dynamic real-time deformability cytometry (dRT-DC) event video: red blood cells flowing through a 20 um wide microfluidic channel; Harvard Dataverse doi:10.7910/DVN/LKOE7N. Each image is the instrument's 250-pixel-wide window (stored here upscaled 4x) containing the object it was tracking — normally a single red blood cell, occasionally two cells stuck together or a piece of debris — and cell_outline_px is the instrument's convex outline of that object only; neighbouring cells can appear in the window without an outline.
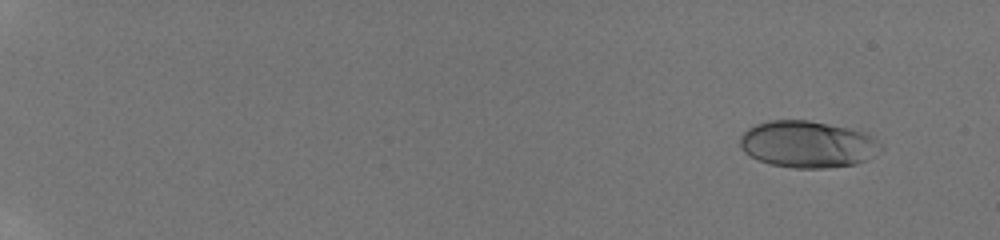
{"species": "human", "species_latin": "Homo sapiens", "temperature_condition": "room temperature", "stored_images_in_passage": 57, "camera_frame_rate_fps": 3000, "um_per_image_px": 0.085, "donor": {"sex": "male"}, "frame": {"image": 1, "passage_image": 6, "time_ms": 1.667, "image_size_px": [1000, 240], "cell_outline_px": [[884, 148], [872, 156], [856, 164], [824, 168], [792, 168], [772, 164], [760, 160], [744, 152], [740, 148], [740, 136], [748, 128], [756, 124], [768, 120], [808, 120], [848, 128], [860, 132], [868, 136], [880, 144]], "centroid_in_image_um": [68.59, 12.26], "position_along_channel_um": 16.4, "area_um2": 37.92}}
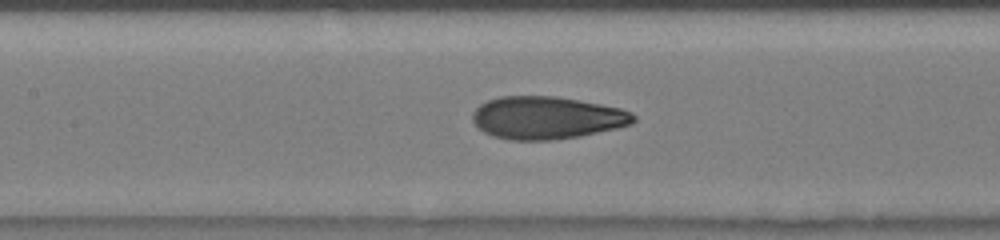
{"frame": {"image": 2, "passage_image": 32, "time_ms": 10.333, "image_size_px": [1000, 240], "cell_outline_px": [[636, 120], [632, 124], [616, 128], [580, 136], [552, 140], [508, 140], [492, 136], [484, 132], [472, 120], [472, 112], [480, 104], [488, 100], [500, 96], [556, 96], [600, 104], [620, 108], [632, 112], [636, 116]], "centroid_in_image_um": [46.47, 10.01], "position_along_channel_um": 160.9, "area_um2": 40.06}}
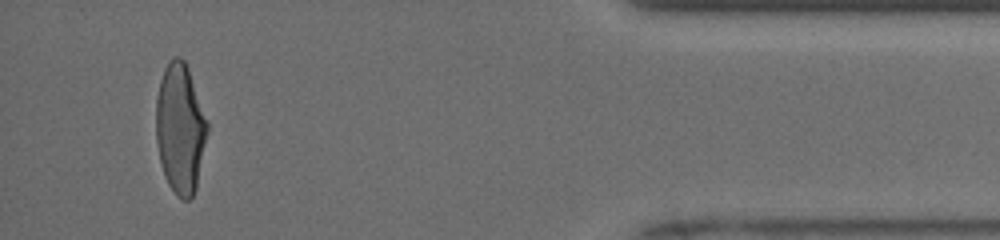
{"frame": {"image": 3, "passage_image": 55, "time_ms": 18.0, "image_size_px": [1000, 240], "cell_outline_px": [[208, 132], [196, 188], [192, 196], [188, 200], [184, 200], [176, 196], [168, 184], [164, 176], [156, 144], [156, 100], [160, 80], [164, 68], [172, 56], [180, 56], [184, 60], [188, 68], [208, 124]], "centroid_in_image_um": [15.3, 10.93], "position_along_channel_um": 419.9, "area_um2": 38.84}, "authors_computed_cell_mechanics": {"area_um2": 38.8416, "velocity_mm_per_s": 3.962, "shape_relaxation_time_tau1_ms": 4.9359, "shape_relaxation_time_tau2_ms": 0.7766, "deformation_change_tau1": 0.2036, "deformation_change_tau2": 0.0681}}